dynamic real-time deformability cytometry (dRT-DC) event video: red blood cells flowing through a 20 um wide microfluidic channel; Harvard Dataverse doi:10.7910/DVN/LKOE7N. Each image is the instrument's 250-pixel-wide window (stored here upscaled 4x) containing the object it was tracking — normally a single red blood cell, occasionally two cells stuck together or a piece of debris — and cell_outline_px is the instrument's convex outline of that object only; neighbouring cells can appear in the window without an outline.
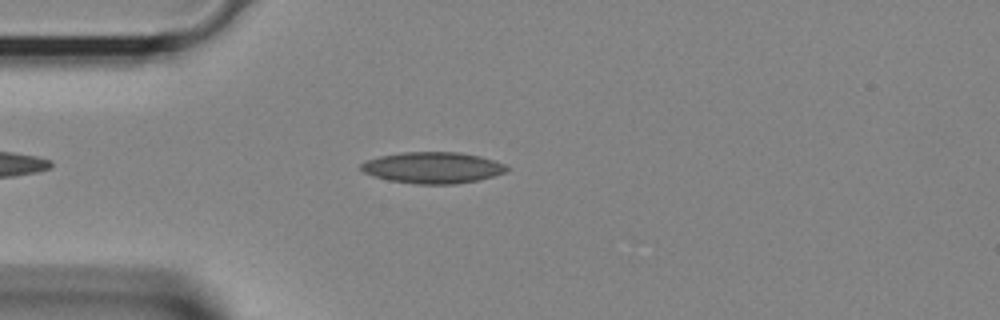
{"species": "Egyptian fruit bat (a non-hibernating species)", "species_latin": "Rousettus aegyptiacus", "temperature_condition": "room temperature", "stored_images_in_passage": 31, "camera_frame_rate_fps": 3000, "um_per_image_px": 0.085, "animal": {"sex": "female"}, "frame": {"image": 1, "passage_image": 5, "time_ms": 1.333, "image_size_px": [1000, 320], "cell_outline_px": [[512, 168], [504, 172], [492, 176], [476, 180], [456, 184], [416, 184], [388, 180], [372, 176], [364, 172], [360, 168], [360, 164], [364, 160], [380, 156], [400, 152], [460, 152], [480, 156], [504, 164]], "centroid_in_image_um": [36.74, 14.25], "position_along_channel_um": 48.3, "area_um2": 26.65}}
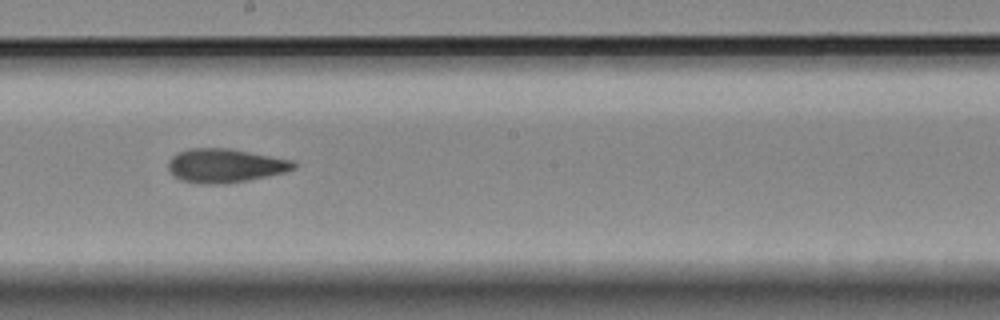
{"frame": {"image": 2, "passage_image": 16, "time_ms": 5.0, "image_size_px": [1000, 320], "cell_outline_px": [[296, 168], [284, 172], [268, 176], [248, 180], [216, 184], [208, 184], [180, 180], [168, 168], [168, 160], [176, 152], [188, 148], [228, 148], [296, 160]], "centroid_in_image_um": [19.16, 14.06], "position_along_channel_um": 229.0, "area_um2": 24.74}}
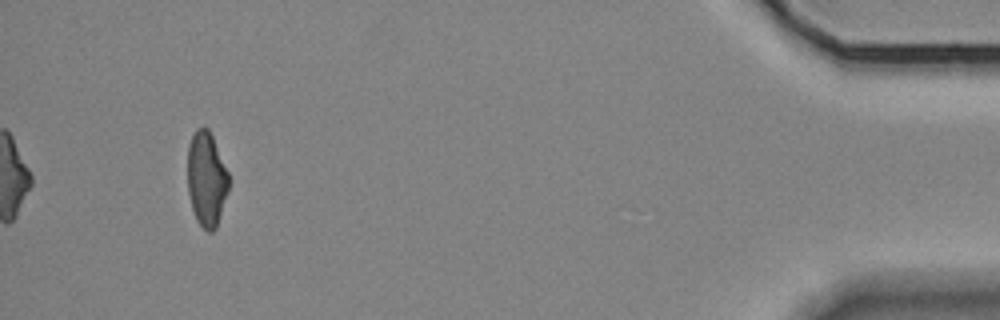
{"frame": {"image": 3, "passage_image": 31, "time_ms": 10.0, "image_size_px": [1000, 320], "cell_outline_px": [[228, 192], [216, 228], [212, 232], [208, 232], [196, 220], [192, 208], [188, 192], [188, 144], [196, 128], [208, 128], [212, 136], [228, 172]], "centroid_in_image_um": [17.55, 15.23], "position_along_channel_um": 417.7, "area_um2": 22.54}}